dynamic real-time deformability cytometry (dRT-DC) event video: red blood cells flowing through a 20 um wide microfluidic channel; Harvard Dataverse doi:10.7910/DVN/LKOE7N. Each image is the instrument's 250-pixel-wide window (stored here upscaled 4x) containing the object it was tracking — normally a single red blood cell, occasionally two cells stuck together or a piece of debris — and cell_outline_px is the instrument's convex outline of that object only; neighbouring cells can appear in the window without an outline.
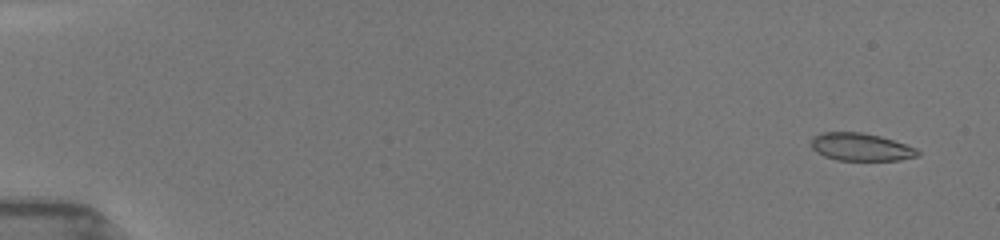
{"species": "common noctule bat (a hibernating species)", "species_latin": "Nyctalus noctula", "temperature_condition": "room temperature", "stored_images_in_passage": 17, "camera_frame_rate_fps": 3000, "um_per_image_px": 0.085, "animal": {"sex": "female", "body_mass_g": 19.5, "forearm_length_mm": 54.1}, "frame": {"image": 1, "passage_image": 2, "time_ms": 0.667, "image_size_px": [1000, 240], "cell_outline_px": [[920, 156], [900, 160], [836, 160], [824, 156], [816, 152], [812, 148], [812, 136], [820, 132], [860, 132], [880, 136], [916, 148], [920, 152]], "centroid_in_image_um": [73.16, 12.5], "position_along_channel_um": 11.8, "area_um2": 17.22}}
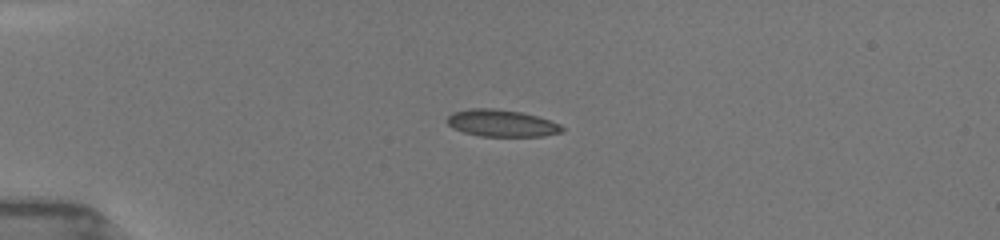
{"frame": {"image": 2, "passage_image": 11, "time_ms": 4.333, "image_size_px": [1000, 240], "cell_outline_px": [[564, 132], [544, 136], [480, 136], [464, 132], [452, 128], [444, 120], [452, 112], [468, 108], [492, 108], [520, 112], [536, 116], [560, 124], [564, 128]], "centroid_in_image_um": [42.6, 10.47], "position_along_channel_um": 42.4, "area_um2": 18.15}}
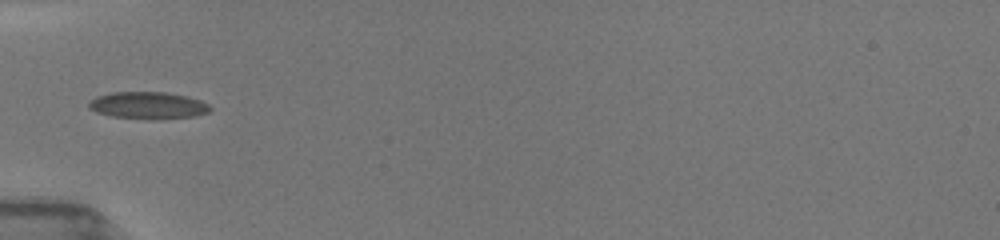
{"frame": {"image": 3, "passage_image": 15, "time_ms": 6.0, "image_size_px": [1000, 240], "cell_outline_px": [[212, 108], [208, 112], [196, 116], [112, 116], [96, 112], [88, 108], [88, 100], [96, 96], [112, 92], [164, 92], [188, 96], [200, 100], [208, 104]], "centroid_in_image_um": [12.53, 8.89], "position_along_channel_um": 72.5, "area_um2": 18.15}}